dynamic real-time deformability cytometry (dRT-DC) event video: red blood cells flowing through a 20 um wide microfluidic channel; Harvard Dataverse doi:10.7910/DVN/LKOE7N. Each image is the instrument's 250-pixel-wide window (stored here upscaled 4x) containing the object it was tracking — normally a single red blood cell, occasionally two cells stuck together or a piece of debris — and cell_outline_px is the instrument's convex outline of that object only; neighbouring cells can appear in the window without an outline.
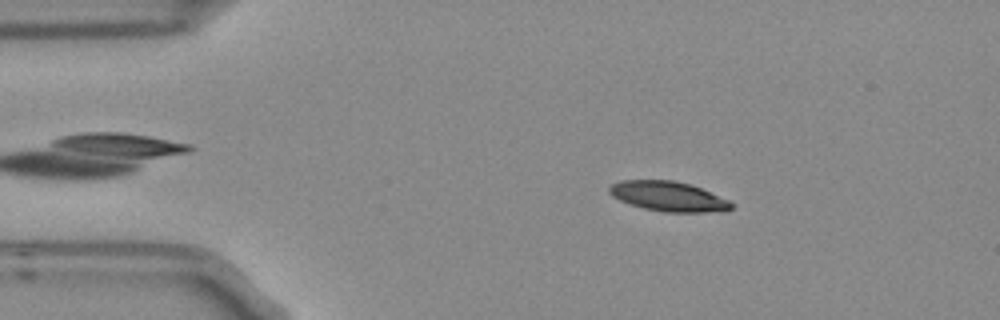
{"species": "Egyptian fruit bat (a non-hibernating species)", "species_latin": "Rousettus aegyptiacus", "temperature_condition": "room temperature", "stored_images_in_passage": 8, "camera_frame_rate_fps": 3000, "um_per_image_px": 0.085, "frame": {"image": 1, "passage_image": 1, "time_ms": 0.0, "image_size_px": [1000, 320], "cell_outline_px": [[732, 208], [724, 212], [664, 212], [644, 208], [620, 200], [612, 196], [608, 192], [608, 188], [612, 184], [620, 180], [672, 180], [692, 184], [728, 200], [732, 204]], "centroid_in_image_um": [56.81, 16.69], "position_along_channel_um": 28.2, "area_um2": 21.21}}
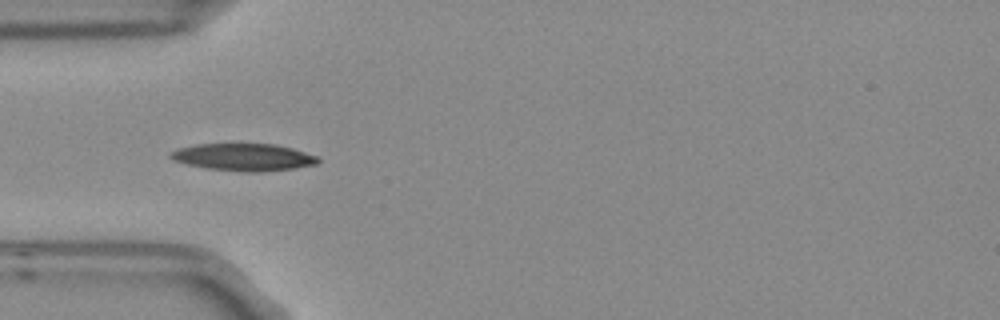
{"frame": {"image": 2, "passage_image": 3, "time_ms": 0.667, "image_size_px": [1000, 320], "cell_outline_px": [[320, 160], [316, 164], [296, 168], [260, 172], [244, 172], [208, 168], [184, 164], [172, 160], [168, 156], [172, 152], [180, 148], [196, 144], [276, 144], [292, 148], [316, 156]], "centroid_in_image_um": [20.69, 13.36], "position_along_channel_um": 64.3, "area_um2": 23.35}}
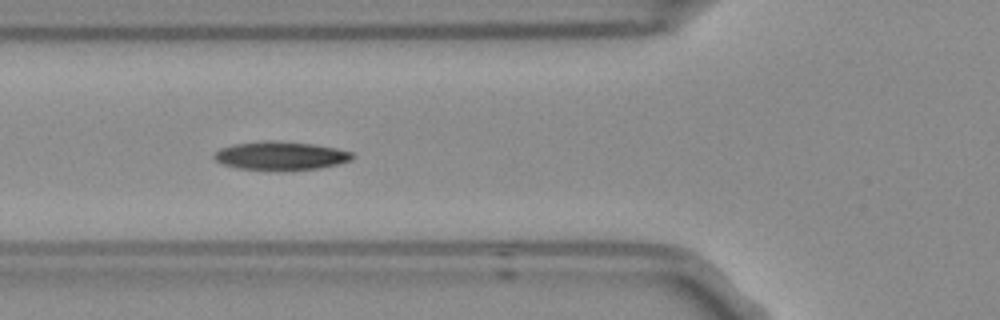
{"frame": {"image": 3, "passage_image": 4, "time_ms": 1.0, "image_size_px": [1000, 320], "cell_outline_px": [[352, 160], [320, 168], [240, 168], [224, 164], [216, 160], [212, 156], [220, 148], [236, 144], [264, 140], [272, 140], [312, 144], [336, 148], [352, 152]], "centroid_in_image_um": [23.86, 13.2], "position_along_channel_um": 101.9, "area_um2": 21.96}}